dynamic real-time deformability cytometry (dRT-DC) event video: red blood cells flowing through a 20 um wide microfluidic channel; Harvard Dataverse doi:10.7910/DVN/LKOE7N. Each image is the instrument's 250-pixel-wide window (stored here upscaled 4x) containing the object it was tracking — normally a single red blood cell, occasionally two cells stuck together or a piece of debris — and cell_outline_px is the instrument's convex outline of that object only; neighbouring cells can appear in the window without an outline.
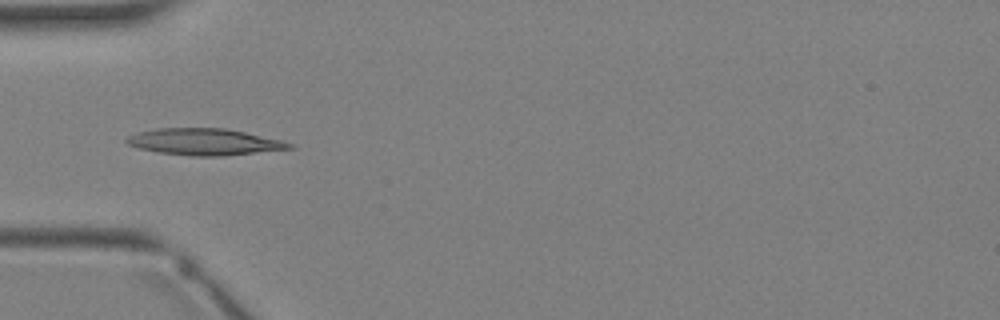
{"species": "Egyptian fruit bat (a non-hibernating species)", "species_latin": "Rousettus aegyptiacus", "temperature_condition": "warm", "stored_images_in_passage": 2, "camera_frame_rate_fps": 3000, "um_per_image_px": 0.085, "animal": {"sex": "female"}, "frame": {"image": 1, "passage_image": 2, "time_ms": 1.333, "image_size_px": [1000, 320], "cell_outline_px": [[296, 148], [224, 156], [192, 156], [160, 152], [140, 148], [128, 144], [124, 140], [128, 136], [136, 132], [156, 128], [224, 128], [244, 132], [280, 140], [292, 144]], "centroid_in_image_um": [17.36, 12.05], "position_along_channel_um": 67.6, "area_um2": 25.09}}